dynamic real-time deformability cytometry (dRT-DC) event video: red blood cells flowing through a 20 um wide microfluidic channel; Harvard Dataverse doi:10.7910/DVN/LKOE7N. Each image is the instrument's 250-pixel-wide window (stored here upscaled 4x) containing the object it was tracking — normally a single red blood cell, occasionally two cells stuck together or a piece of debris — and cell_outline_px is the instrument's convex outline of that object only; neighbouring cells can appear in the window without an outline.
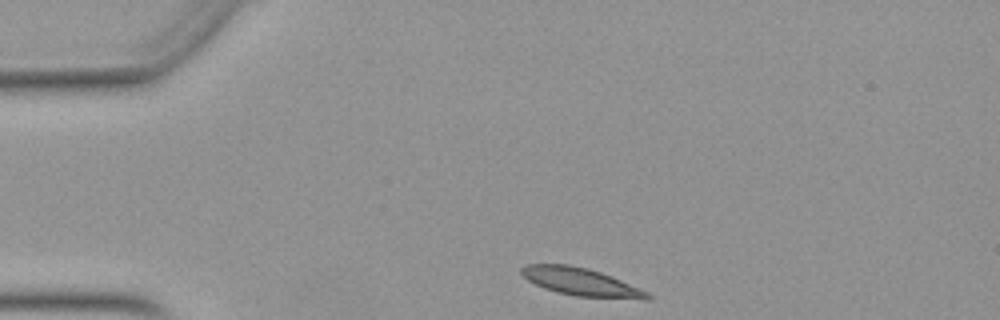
{"species": "Egyptian fruit bat (a non-hibernating species)", "species_latin": "Rousettus aegyptiacus", "temperature_condition": "warm", "stored_images_in_passage": 33, "camera_frame_rate_fps": 3000, "um_per_image_px": 0.085, "animal": {"sex": "female"}, "frame": {"image": 1, "passage_image": 1, "time_ms": 0.0, "image_size_px": [1000, 320], "cell_outline_px": [[652, 296], [648, 300], [576, 296], [556, 292], [544, 288], [528, 280], [520, 272], [520, 268], [528, 264], [568, 264], [588, 268], [600, 272], [620, 280], [648, 292]], "centroid_in_image_um": [49.38, 23.96], "position_along_channel_um": 35.6, "area_um2": 20.29}}
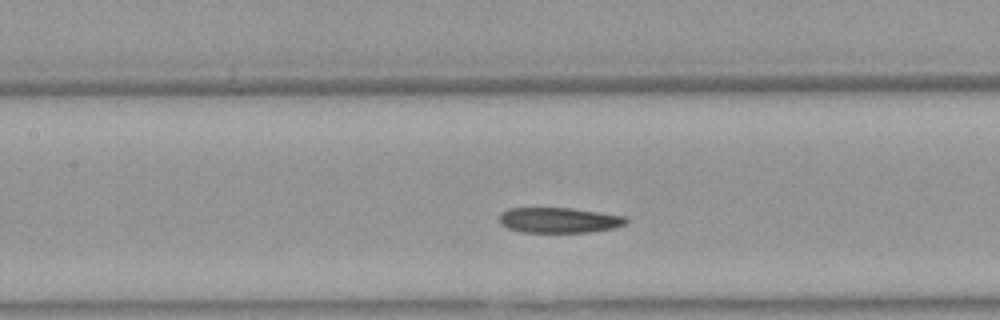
{"frame": {"image": 2, "passage_image": 14, "time_ms": 4.333, "image_size_px": [1000, 320], "cell_outline_px": [[628, 220], [624, 224], [612, 228], [588, 232], [520, 232], [508, 228], [500, 224], [500, 216], [508, 208], [572, 208], [624, 216]], "centroid_in_image_um": [47.49, 18.71], "position_along_channel_um": 159.9, "area_um2": 18.5}}
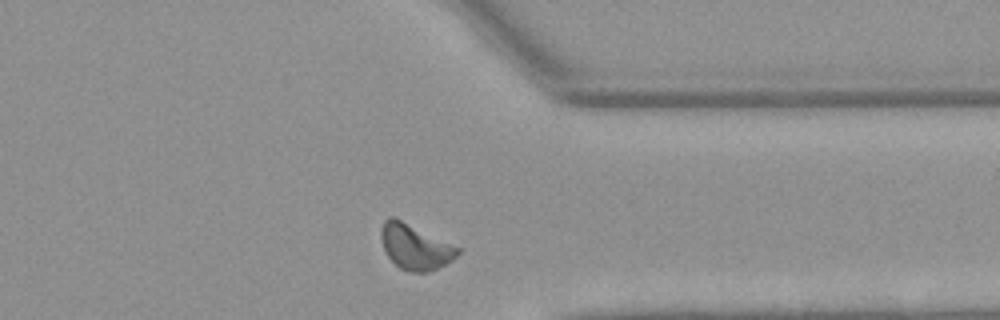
{"frame": {"image": 3, "passage_image": 31, "time_ms": 10.0, "image_size_px": [1000, 320], "cell_outline_px": [[460, 252], [452, 260], [428, 272], [408, 272], [400, 268], [388, 256], [380, 240], [380, 228], [384, 220], [388, 216], [392, 216], [460, 248]], "centroid_in_image_um": [35.24, 20.98], "position_along_channel_um": 376.2, "area_um2": 19.88}, "authors_computed_cell_mechanics": {"area_um2": 19.652, "velocity_mm_per_s": 3.8917, "shape_relaxation_time_tau1_ms": 5.8163, "shape_relaxation_time_tau2_ms": 3.3574, "deformation_change_tau1": 0.152, "deformation_change_tau2": 0.0864}}